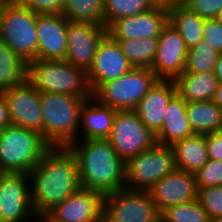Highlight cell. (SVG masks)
<instances>
[{"mask_svg": "<svg viewBox=\"0 0 222 222\" xmlns=\"http://www.w3.org/2000/svg\"><path fill=\"white\" fill-rule=\"evenodd\" d=\"M116 111L101 104L93 96L87 99L80 112L79 128L82 130L79 132H82V139H107L111 134Z\"/></svg>", "mask_w": 222, "mask_h": 222, "instance_id": "21", "label": "cell"}, {"mask_svg": "<svg viewBox=\"0 0 222 222\" xmlns=\"http://www.w3.org/2000/svg\"><path fill=\"white\" fill-rule=\"evenodd\" d=\"M198 200L211 221L222 218V186L198 188Z\"/></svg>", "mask_w": 222, "mask_h": 222, "instance_id": "33", "label": "cell"}, {"mask_svg": "<svg viewBox=\"0 0 222 222\" xmlns=\"http://www.w3.org/2000/svg\"><path fill=\"white\" fill-rule=\"evenodd\" d=\"M212 222H222V218H219V219L213 220Z\"/></svg>", "mask_w": 222, "mask_h": 222, "instance_id": "45", "label": "cell"}, {"mask_svg": "<svg viewBox=\"0 0 222 222\" xmlns=\"http://www.w3.org/2000/svg\"><path fill=\"white\" fill-rule=\"evenodd\" d=\"M134 68H149L155 60L158 38L115 40Z\"/></svg>", "mask_w": 222, "mask_h": 222, "instance_id": "28", "label": "cell"}, {"mask_svg": "<svg viewBox=\"0 0 222 222\" xmlns=\"http://www.w3.org/2000/svg\"><path fill=\"white\" fill-rule=\"evenodd\" d=\"M158 78L149 68H133L117 79L102 83L92 96L116 110H134Z\"/></svg>", "mask_w": 222, "mask_h": 222, "instance_id": "8", "label": "cell"}, {"mask_svg": "<svg viewBox=\"0 0 222 222\" xmlns=\"http://www.w3.org/2000/svg\"><path fill=\"white\" fill-rule=\"evenodd\" d=\"M27 80L40 93H60L91 98L87 71L66 60L36 59L27 64Z\"/></svg>", "mask_w": 222, "mask_h": 222, "instance_id": "4", "label": "cell"}, {"mask_svg": "<svg viewBox=\"0 0 222 222\" xmlns=\"http://www.w3.org/2000/svg\"><path fill=\"white\" fill-rule=\"evenodd\" d=\"M158 211L198 199L195 174L176 170L155 183L149 190Z\"/></svg>", "mask_w": 222, "mask_h": 222, "instance_id": "18", "label": "cell"}, {"mask_svg": "<svg viewBox=\"0 0 222 222\" xmlns=\"http://www.w3.org/2000/svg\"><path fill=\"white\" fill-rule=\"evenodd\" d=\"M39 222H48L44 217L39 219Z\"/></svg>", "mask_w": 222, "mask_h": 222, "instance_id": "44", "label": "cell"}, {"mask_svg": "<svg viewBox=\"0 0 222 222\" xmlns=\"http://www.w3.org/2000/svg\"><path fill=\"white\" fill-rule=\"evenodd\" d=\"M176 170L172 147L155 143L125 163V188L148 191L155 183Z\"/></svg>", "mask_w": 222, "mask_h": 222, "instance_id": "7", "label": "cell"}, {"mask_svg": "<svg viewBox=\"0 0 222 222\" xmlns=\"http://www.w3.org/2000/svg\"><path fill=\"white\" fill-rule=\"evenodd\" d=\"M27 79V63L0 40V92L21 85Z\"/></svg>", "mask_w": 222, "mask_h": 222, "instance_id": "27", "label": "cell"}, {"mask_svg": "<svg viewBox=\"0 0 222 222\" xmlns=\"http://www.w3.org/2000/svg\"><path fill=\"white\" fill-rule=\"evenodd\" d=\"M134 67L123 54L120 44L108 34L99 43L93 63L87 70L92 93L102 84L123 76Z\"/></svg>", "mask_w": 222, "mask_h": 222, "instance_id": "15", "label": "cell"}, {"mask_svg": "<svg viewBox=\"0 0 222 222\" xmlns=\"http://www.w3.org/2000/svg\"><path fill=\"white\" fill-rule=\"evenodd\" d=\"M62 14L69 21L104 25V0H66Z\"/></svg>", "mask_w": 222, "mask_h": 222, "instance_id": "29", "label": "cell"}, {"mask_svg": "<svg viewBox=\"0 0 222 222\" xmlns=\"http://www.w3.org/2000/svg\"><path fill=\"white\" fill-rule=\"evenodd\" d=\"M0 40L25 63L38 59L37 14L18 0H0Z\"/></svg>", "mask_w": 222, "mask_h": 222, "instance_id": "5", "label": "cell"}, {"mask_svg": "<svg viewBox=\"0 0 222 222\" xmlns=\"http://www.w3.org/2000/svg\"><path fill=\"white\" fill-rule=\"evenodd\" d=\"M187 55L183 38L168 22L158 37V49L151 70L158 79L175 80L185 70Z\"/></svg>", "mask_w": 222, "mask_h": 222, "instance_id": "16", "label": "cell"}, {"mask_svg": "<svg viewBox=\"0 0 222 222\" xmlns=\"http://www.w3.org/2000/svg\"><path fill=\"white\" fill-rule=\"evenodd\" d=\"M148 191L122 190L104 196L103 222H161Z\"/></svg>", "mask_w": 222, "mask_h": 222, "instance_id": "9", "label": "cell"}, {"mask_svg": "<svg viewBox=\"0 0 222 222\" xmlns=\"http://www.w3.org/2000/svg\"><path fill=\"white\" fill-rule=\"evenodd\" d=\"M182 5L204 19L217 18L222 10V0H184Z\"/></svg>", "mask_w": 222, "mask_h": 222, "instance_id": "35", "label": "cell"}, {"mask_svg": "<svg viewBox=\"0 0 222 222\" xmlns=\"http://www.w3.org/2000/svg\"><path fill=\"white\" fill-rule=\"evenodd\" d=\"M156 5L154 0H104V26L108 28L115 20L149 11Z\"/></svg>", "mask_w": 222, "mask_h": 222, "instance_id": "30", "label": "cell"}, {"mask_svg": "<svg viewBox=\"0 0 222 222\" xmlns=\"http://www.w3.org/2000/svg\"><path fill=\"white\" fill-rule=\"evenodd\" d=\"M104 195L80 188L50 210L44 218L48 222H103Z\"/></svg>", "mask_w": 222, "mask_h": 222, "instance_id": "12", "label": "cell"}, {"mask_svg": "<svg viewBox=\"0 0 222 222\" xmlns=\"http://www.w3.org/2000/svg\"><path fill=\"white\" fill-rule=\"evenodd\" d=\"M178 170L195 174L208 161L205 135L193 134L171 145Z\"/></svg>", "mask_w": 222, "mask_h": 222, "instance_id": "23", "label": "cell"}, {"mask_svg": "<svg viewBox=\"0 0 222 222\" xmlns=\"http://www.w3.org/2000/svg\"><path fill=\"white\" fill-rule=\"evenodd\" d=\"M203 31V40L222 53V23L217 18L205 19Z\"/></svg>", "mask_w": 222, "mask_h": 222, "instance_id": "37", "label": "cell"}, {"mask_svg": "<svg viewBox=\"0 0 222 222\" xmlns=\"http://www.w3.org/2000/svg\"><path fill=\"white\" fill-rule=\"evenodd\" d=\"M217 19L222 23V10L220 11Z\"/></svg>", "mask_w": 222, "mask_h": 222, "instance_id": "43", "label": "cell"}, {"mask_svg": "<svg viewBox=\"0 0 222 222\" xmlns=\"http://www.w3.org/2000/svg\"><path fill=\"white\" fill-rule=\"evenodd\" d=\"M28 175L38 219L81 188L77 158L69 147H50Z\"/></svg>", "mask_w": 222, "mask_h": 222, "instance_id": "1", "label": "cell"}, {"mask_svg": "<svg viewBox=\"0 0 222 222\" xmlns=\"http://www.w3.org/2000/svg\"><path fill=\"white\" fill-rule=\"evenodd\" d=\"M107 140L124 163L156 143L155 134L143 124L134 110L116 111Z\"/></svg>", "mask_w": 222, "mask_h": 222, "instance_id": "10", "label": "cell"}, {"mask_svg": "<svg viewBox=\"0 0 222 222\" xmlns=\"http://www.w3.org/2000/svg\"><path fill=\"white\" fill-rule=\"evenodd\" d=\"M10 124L37 131L42 135L40 92L26 79L21 85L3 91Z\"/></svg>", "mask_w": 222, "mask_h": 222, "instance_id": "13", "label": "cell"}, {"mask_svg": "<svg viewBox=\"0 0 222 222\" xmlns=\"http://www.w3.org/2000/svg\"><path fill=\"white\" fill-rule=\"evenodd\" d=\"M87 99L90 98L40 93L42 137L51 147H68L81 139L78 137L80 112Z\"/></svg>", "mask_w": 222, "mask_h": 222, "instance_id": "3", "label": "cell"}, {"mask_svg": "<svg viewBox=\"0 0 222 222\" xmlns=\"http://www.w3.org/2000/svg\"><path fill=\"white\" fill-rule=\"evenodd\" d=\"M68 147L77 158L81 188L104 196L125 188V163L107 139L74 141Z\"/></svg>", "mask_w": 222, "mask_h": 222, "instance_id": "2", "label": "cell"}, {"mask_svg": "<svg viewBox=\"0 0 222 222\" xmlns=\"http://www.w3.org/2000/svg\"><path fill=\"white\" fill-rule=\"evenodd\" d=\"M67 24L63 14H37L38 59L65 60Z\"/></svg>", "mask_w": 222, "mask_h": 222, "instance_id": "19", "label": "cell"}, {"mask_svg": "<svg viewBox=\"0 0 222 222\" xmlns=\"http://www.w3.org/2000/svg\"><path fill=\"white\" fill-rule=\"evenodd\" d=\"M193 134L186 114V101L176 93L167 104L161 129L155 134L156 143L171 146Z\"/></svg>", "mask_w": 222, "mask_h": 222, "instance_id": "22", "label": "cell"}, {"mask_svg": "<svg viewBox=\"0 0 222 222\" xmlns=\"http://www.w3.org/2000/svg\"><path fill=\"white\" fill-rule=\"evenodd\" d=\"M220 53L206 41L188 50L186 67L183 72L207 73L213 72Z\"/></svg>", "mask_w": 222, "mask_h": 222, "instance_id": "32", "label": "cell"}, {"mask_svg": "<svg viewBox=\"0 0 222 222\" xmlns=\"http://www.w3.org/2000/svg\"><path fill=\"white\" fill-rule=\"evenodd\" d=\"M176 93L174 80L158 79L134 109L153 134L161 129L167 104Z\"/></svg>", "mask_w": 222, "mask_h": 222, "instance_id": "20", "label": "cell"}, {"mask_svg": "<svg viewBox=\"0 0 222 222\" xmlns=\"http://www.w3.org/2000/svg\"><path fill=\"white\" fill-rule=\"evenodd\" d=\"M209 159L222 161V130L205 135Z\"/></svg>", "mask_w": 222, "mask_h": 222, "instance_id": "38", "label": "cell"}, {"mask_svg": "<svg viewBox=\"0 0 222 222\" xmlns=\"http://www.w3.org/2000/svg\"><path fill=\"white\" fill-rule=\"evenodd\" d=\"M174 82L177 94L186 102L211 101L219 84L213 72H183Z\"/></svg>", "mask_w": 222, "mask_h": 222, "instance_id": "24", "label": "cell"}, {"mask_svg": "<svg viewBox=\"0 0 222 222\" xmlns=\"http://www.w3.org/2000/svg\"><path fill=\"white\" fill-rule=\"evenodd\" d=\"M168 23V7L156 5L149 11L115 20L107 34L114 40L158 38Z\"/></svg>", "mask_w": 222, "mask_h": 222, "instance_id": "17", "label": "cell"}, {"mask_svg": "<svg viewBox=\"0 0 222 222\" xmlns=\"http://www.w3.org/2000/svg\"><path fill=\"white\" fill-rule=\"evenodd\" d=\"M161 222H212L199 200L170 206L161 212Z\"/></svg>", "mask_w": 222, "mask_h": 222, "instance_id": "31", "label": "cell"}, {"mask_svg": "<svg viewBox=\"0 0 222 222\" xmlns=\"http://www.w3.org/2000/svg\"><path fill=\"white\" fill-rule=\"evenodd\" d=\"M213 73L217 77L219 82H222V53H220L219 57L216 60V65Z\"/></svg>", "mask_w": 222, "mask_h": 222, "instance_id": "40", "label": "cell"}, {"mask_svg": "<svg viewBox=\"0 0 222 222\" xmlns=\"http://www.w3.org/2000/svg\"><path fill=\"white\" fill-rule=\"evenodd\" d=\"M36 14H62L66 0H18Z\"/></svg>", "mask_w": 222, "mask_h": 222, "instance_id": "36", "label": "cell"}, {"mask_svg": "<svg viewBox=\"0 0 222 222\" xmlns=\"http://www.w3.org/2000/svg\"><path fill=\"white\" fill-rule=\"evenodd\" d=\"M184 0H154V2L157 5H163V6H171V5H177L182 4Z\"/></svg>", "mask_w": 222, "mask_h": 222, "instance_id": "42", "label": "cell"}, {"mask_svg": "<svg viewBox=\"0 0 222 222\" xmlns=\"http://www.w3.org/2000/svg\"><path fill=\"white\" fill-rule=\"evenodd\" d=\"M195 177L198 188L222 186V161L208 159Z\"/></svg>", "mask_w": 222, "mask_h": 222, "instance_id": "34", "label": "cell"}, {"mask_svg": "<svg viewBox=\"0 0 222 222\" xmlns=\"http://www.w3.org/2000/svg\"><path fill=\"white\" fill-rule=\"evenodd\" d=\"M28 180L25 173L0 175V222H25L29 217L40 221L33 212Z\"/></svg>", "mask_w": 222, "mask_h": 222, "instance_id": "11", "label": "cell"}, {"mask_svg": "<svg viewBox=\"0 0 222 222\" xmlns=\"http://www.w3.org/2000/svg\"><path fill=\"white\" fill-rule=\"evenodd\" d=\"M50 147L37 131L10 124L0 132V171L29 174Z\"/></svg>", "mask_w": 222, "mask_h": 222, "instance_id": "6", "label": "cell"}, {"mask_svg": "<svg viewBox=\"0 0 222 222\" xmlns=\"http://www.w3.org/2000/svg\"><path fill=\"white\" fill-rule=\"evenodd\" d=\"M186 114L194 134L222 130V108L211 101L186 102Z\"/></svg>", "mask_w": 222, "mask_h": 222, "instance_id": "26", "label": "cell"}, {"mask_svg": "<svg viewBox=\"0 0 222 222\" xmlns=\"http://www.w3.org/2000/svg\"><path fill=\"white\" fill-rule=\"evenodd\" d=\"M10 125V119L7 108V101L3 94L0 92V132Z\"/></svg>", "mask_w": 222, "mask_h": 222, "instance_id": "39", "label": "cell"}, {"mask_svg": "<svg viewBox=\"0 0 222 222\" xmlns=\"http://www.w3.org/2000/svg\"><path fill=\"white\" fill-rule=\"evenodd\" d=\"M106 35L107 28L104 25L68 20L65 60L87 71L93 63L99 43Z\"/></svg>", "mask_w": 222, "mask_h": 222, "instance_id": "14", "label": "cell"}, {"mask_svg": "<svg viewBox=\"0 0 222 222\" xmlns=\"http://www.w3.org/2000/svg\"><path fill=\"white\" fill-rule=\"evenodd\" d=\"M212 101L222 108V82H219L218 88L214 93Z\"/></svg>", "mask_w": 222, "mask_h": 222, "instance_id": "41", "label": "cell"}, {"mask_svg": "<svg viewBox=\"0 0 222 222\" xmlns=\"http://www.w3.org/2000/svg\"><path fill=\"white\" fill-rule=\"evenodd\" d=\"M168 22L181 35L188 50L203 41L205 19L189 11L182 4L168 7Z\"/></svg>", "mask_w": 222, "mask_h": 222, "instance_id": "25", "label": "cell"}]
</instances>
